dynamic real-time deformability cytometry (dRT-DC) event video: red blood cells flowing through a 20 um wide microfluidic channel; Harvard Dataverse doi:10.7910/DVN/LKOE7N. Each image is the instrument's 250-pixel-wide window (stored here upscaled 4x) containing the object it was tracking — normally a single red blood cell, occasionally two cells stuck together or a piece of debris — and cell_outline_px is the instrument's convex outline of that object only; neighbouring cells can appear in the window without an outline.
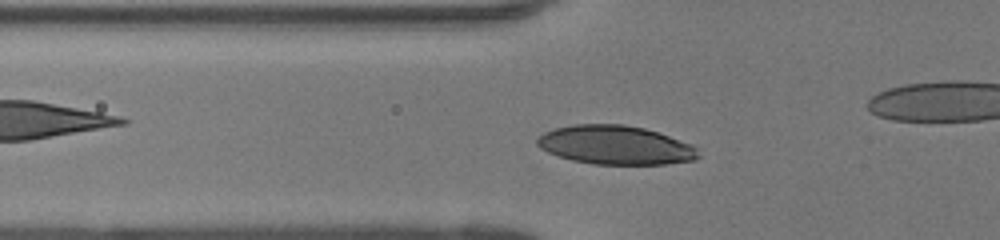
{"species": "human", "species_latin": "Homo sapiens", "temperature_condition": "room temperature", "stored_images_in_passage": 33, "camera_frame_rate_fps": 3000, "um_per_image_px": 0.085, "donor": {"sex": "female"}, "frame": {"image": 1, "passage_image": 9, "time_ms": 2.667, "image_size_px": [1000, 240], "cell_outline_px": [[700, 156], [696, 160], [664, 164], [592, 164], [572, 160], [548, 152], [540, 148], [536, 144], [536, 140], [544, 132], [556, 128], [572, 124], [624, 124], [644, 128], [692, 144], [696, 148]], "centroid_in_image_um": [52.31, 12.33], "position_along_channel_um": 73.5, "area_um2": 36.41}}
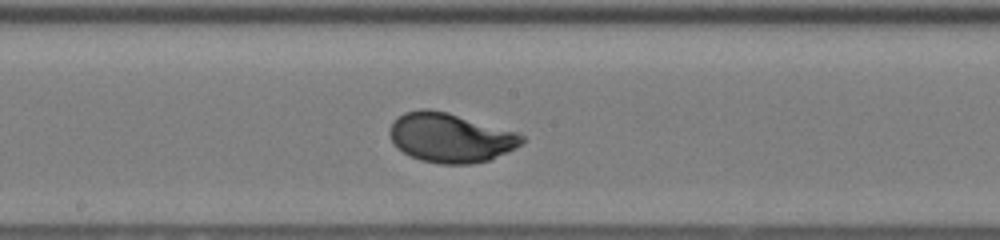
{"frame": {"image": 2, "passage_image": 19, "time_ms": 6.0, "image_size_px": [1000, 240], "cell_outline_px": [[524, 144], [488, 160], [472, 164], [440, 164], [420, 160], [396, 148], [388, 132], [392, 124], [404, 112], [420, 108], [428, 108], [448, 112], [516, 132], [524, 136]], "centroid_in_image_um": [38.28, 11.7], "position_along_channel_um": 209.9, "area_um2": 37.92}}
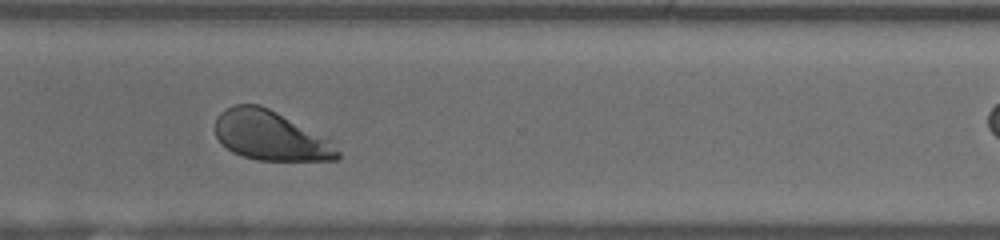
{"frame": {"image": 3, "passage_image": 29, "time_ms": 9.333, "image_size_px": [1000, 240], "cell_outline_px": [[340, 160], [256, 160], [232, 152], [216, 136], [216, 116], [220, 112], [232, 104], [260, 104], [332, 140], [340, 152]], "centroid_in_image_um": [23.01, 11.53], "position_along_channel_um": 347.6, "area_um2": 35.2}}